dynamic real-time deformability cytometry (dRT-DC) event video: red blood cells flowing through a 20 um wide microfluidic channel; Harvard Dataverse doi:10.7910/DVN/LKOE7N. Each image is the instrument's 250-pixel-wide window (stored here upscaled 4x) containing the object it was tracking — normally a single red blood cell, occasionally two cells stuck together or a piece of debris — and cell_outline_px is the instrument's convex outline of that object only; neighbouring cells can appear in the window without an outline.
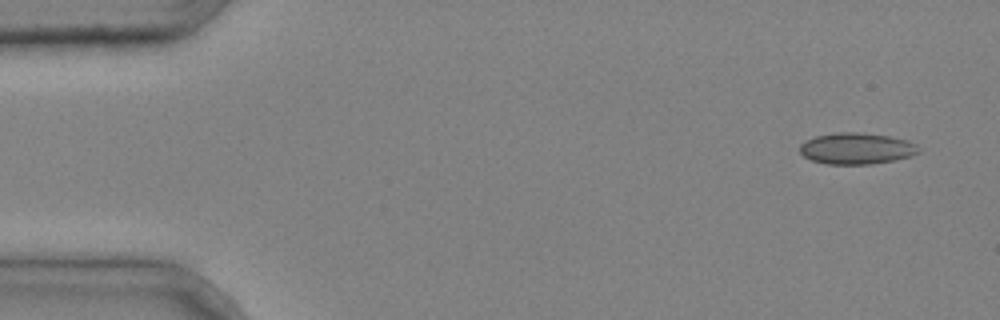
{"species": "common noctule bat (a hibernating species)", "species_latin": "Nyctalus noctula", "temperature_condition": "cold", "stored_images_in_passage": 5, "camera_frame_rate_fps": 3000, "um_per_image_px": 0.085, "animal": {"sex": "male", "body_mass_g": 20.4}, "frame": {"image": 1, "passage_image": 5, "time_ms": 1.333, "image_size_px": [1000, 320], "cell_outline_px": [[920, 152], [912, 156], [872, 164], [828, 164], [812, 160], [804, 156], [800, 152], [800, 144], [804, 140], [816, 136], [836, 132], [860, 132], [888, 136], [908, 140], [916, 144], [920, 148]], "centroid_in_image_um": [72.81, 12.61], "position_along_channel_um": 12.2, "area_um2": 21.79}}